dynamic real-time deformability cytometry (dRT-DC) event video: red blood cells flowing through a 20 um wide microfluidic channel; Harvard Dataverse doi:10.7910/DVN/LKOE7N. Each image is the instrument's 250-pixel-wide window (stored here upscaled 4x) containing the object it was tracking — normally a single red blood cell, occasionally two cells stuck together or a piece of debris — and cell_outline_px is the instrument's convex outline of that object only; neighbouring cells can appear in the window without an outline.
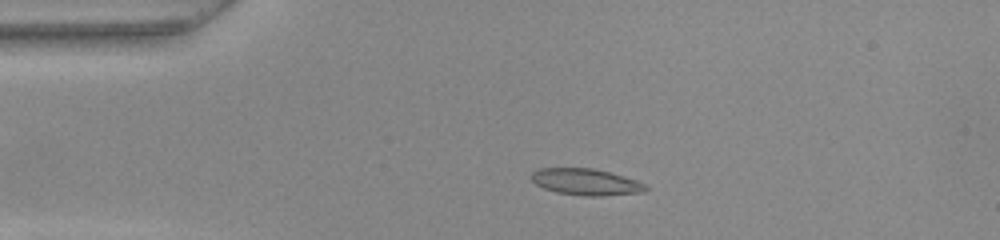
{"species": "common noctule bat (a hibernating species)", "species_latin": "Nyctalus noctula", "temperature_condition": "warm", "stored_images_in_passage": 41, "camera_frame_rate_fps": 3000, "um_per_image_px": 0.085, "animal": {"sex": "female", "body_mass_g": 22.0, "forearm_length_mm": 56.7}, "frame": {"image": 1, "passage_image": 1, "time_ms": 0.0, "image_size_px": [1000, 240], "cell_outline_px": [[648, 188], [644, 192], [600, 196], [584, 196], [556, 192], [544, 188], [536, 184], [528, 176], [532, 172], [540, 168], [592, 168], [624, 176], [648, 184]], "centroid_in_image_um": [49.8, 15.46], "position_along_channel_um": 35.2, "area_um2": 17.74}}
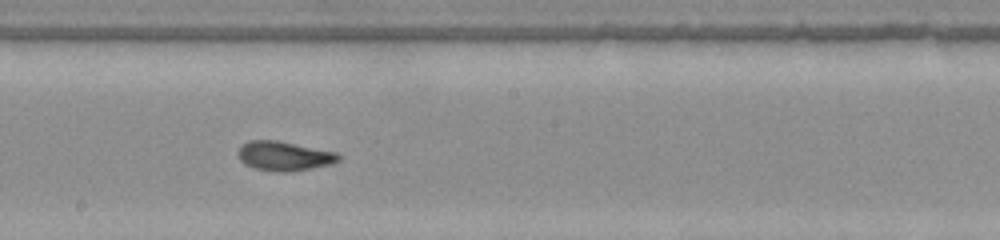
{"frame": {"image": 2, "passage_image": 18, "time_ms": 5.667, "image_size_px": [1000, 240], "cell_outline_px": [[340, 160], [332, 164], [288, 172], [276, 172], [252, 168], [244, 164], [236, 156], [236, 152], [240, 144], [248, 140], [276, 140], [340, 152]], "centroid_in_image_um": [24.11, 13.25], "position_along_channel_um": 224.1, "area_um2": 17.69}}
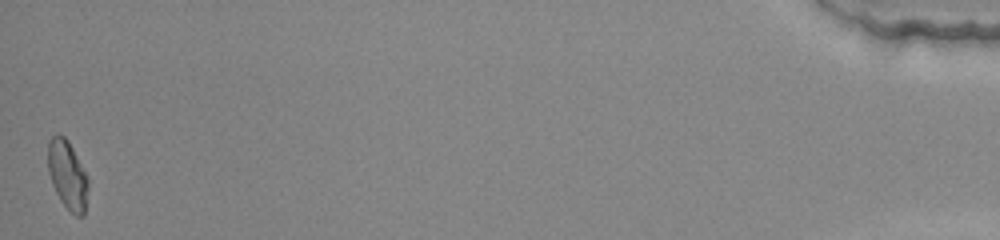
{"frame": {"image": 3, "passage_image": 41, "time_ms": 13.333, "image_size_px": [1000, 240], "cell_outline_px": [[88, 188], [84, 216], [76, 216], [60, 200], [52, 184], [48, 172], [48, 140], [52, 136], [64, 136], [68, 140], [88, 176]], "centroid_in_image_um": [5.74, 14.87], "position_along_channel_um": 429.5, "area_um2": 16.01}, "authors_computed_cell_mechanics": {"area_um2": 16.4152, "velocity_mm_per_s": 3.977, "shape_relaxation_time_tau1_ms": 9.3733, "shape_relaxation_time_tau2_ms": 1.1946, "deformation_change_tau1": 0.2854, "deformation_change_tau2": 0.0672}}